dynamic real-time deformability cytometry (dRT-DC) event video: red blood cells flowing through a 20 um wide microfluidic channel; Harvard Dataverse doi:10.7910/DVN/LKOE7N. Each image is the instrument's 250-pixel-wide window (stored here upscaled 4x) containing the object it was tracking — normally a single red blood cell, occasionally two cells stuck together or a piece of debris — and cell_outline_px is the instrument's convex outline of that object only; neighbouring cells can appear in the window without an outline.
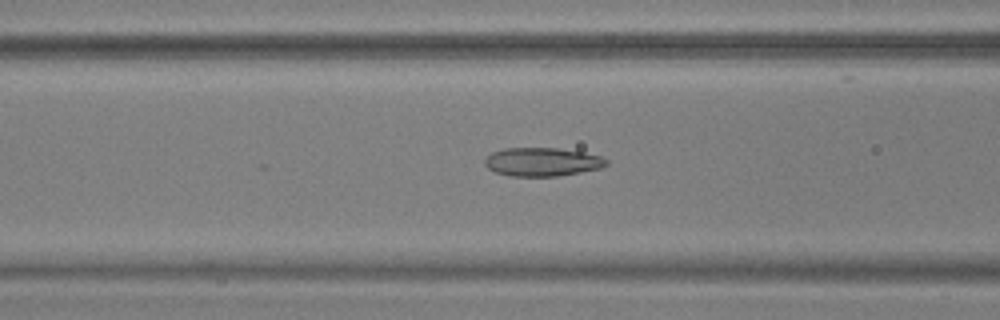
{"species": "common noctule bat (a hibernating species)", "species_latin": "Nyctalus noctula", "temperature_condition": "warm", "stored_images_in_passage": 55, "camera_frame_rate_fps": 3000, "um_per_image_px": 0.085, "animal": {"sex": "male", "body_mass_g": 17.9, "forearm_length_mm": 54.2}, "frame": {"image": 1, "passage_image": 23, "time_ms": 7.333, "image_size_px": [1000, 320], "cell_outline_px": [[608, 164], [600, 168], [560, 176], [508, 176], [496, 172], [488, 168], [484, 164], [484, 160], [492, 152], [504, 148], [556, 148], [584, 152], [600, 156], [608, 160]], "centroid_in_image_um": [46.08, 13.76], "position_along_channel_um": 120.5, "area_um2": 20.23}}
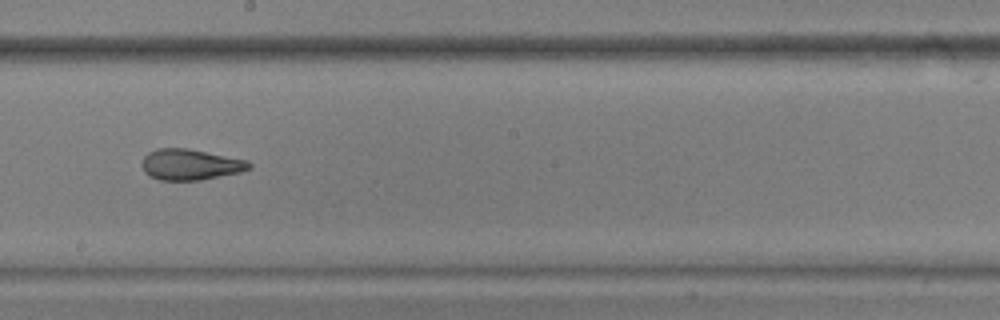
{"frame": {"image": 2, "passage_image": 32, "time_ms": 10.333, "image_size_px": [1000, 320], "cell_outline_px": [[252, 168], [240, 172], [200, 180], [160, 180], [144, 172], [140, 164], [144, 156], [148, 152], [156, 148], [188, 148], [248, 160], [252, 164]], "centroid_in_image_um": [16.17, 13.97], "position_along_channel_um": 232.0, "area_um2": 19.42}}
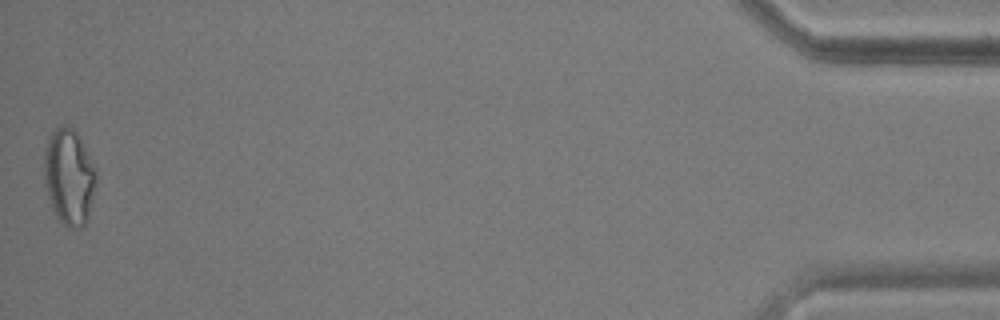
{"frame": {"image": 3, "passage_image": 55, "time_ms": 18.0, "image_size_px": [1000, 320], "cell_outline_px": [[96, 180], [88, 216], [84, 224], [80, 228], [72, 228], [64, 224], [60, 220], [48, 196], [44, 180], [44, 148], [48, 136], [56, 128], [64, 124], [72, 128], [76, 132], [96, 168]], "centroid_in_image_um": [5.86, 14.98], "position_along_channel_um": 429.3, "area_um2": 28.73}, "authors_computed_cell_mechanics": {"area_um2": 21.097, "velocity_mm_per_s": 3.7156, "shape_relaxation_time_tau1_ms": null, "shape_relaxation_time_tau2_ms": 1.9014, "deformation_change_tau1": null, "deformation_change_tau2": 0.0901}}